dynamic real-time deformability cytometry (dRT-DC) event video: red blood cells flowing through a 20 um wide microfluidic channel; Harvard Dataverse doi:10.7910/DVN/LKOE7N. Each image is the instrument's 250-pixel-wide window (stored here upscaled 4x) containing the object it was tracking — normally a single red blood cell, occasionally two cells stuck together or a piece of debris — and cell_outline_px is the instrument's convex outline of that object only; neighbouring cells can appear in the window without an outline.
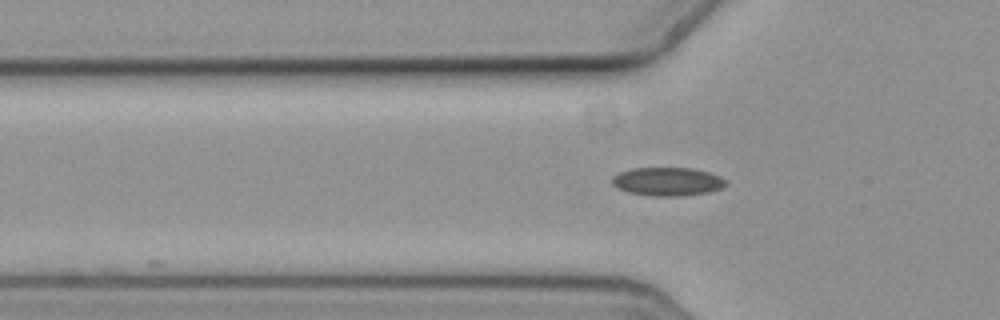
{"species": "common noctule bat (a hibernating species)", "species_latin": "Nyctalus noctula", "temperature_condition": "cold", "stored_images_in_passage": 10, "camera_frame_rate_fps": 3000, "um_per_image_px": 0.085, "animal": {"sex": "female", "body_mass_g": 19.3, "forearm_length_mm": 54.1}, "frame": {"image": 1, "passage_image": 3, "time_ms": 0.667, "image_size_px": [1000, 320], "cell_outline_px": [[728, 184], [720, 188], [708, 192], [684, 196], [652, 196], [628, 192], [616, 188], [612, 184], [612, 176], [620, 172], [632, 168], [692, 168], [708, 172], [720, 176]], "centroid_in_image_um": [56.71, 15.43], "position_along_channel_um": 69.1, "area_um2": 18.9}}
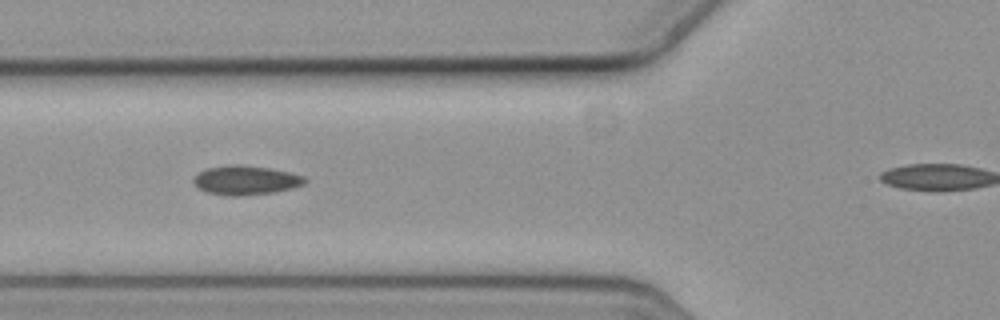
{"frame": {"image": 2, "passage_image": 6, "time_ms": 1.667, "image_size_px": [1000, 320], "cell_outline_px": [[308, 180], [304, 184], [292, 188], [276, 192], [244, 196], [228, 196], [204, 192], [192, 180], [200, 172], [208, 168], [232, 164], [240, 164], [268, 168], [288, 172], [304, 176]], "centroid_in_image_um": [20.91, 15.33], "position_along_channel_um": 104.9, "area_um2": 18.96}}
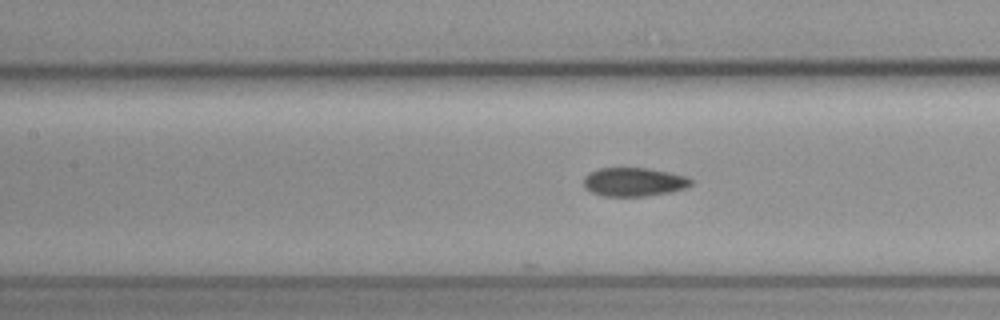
{"frame": {"image": 3, "passage_image": 10, "time_ms": 3.0, "image_size_px": [1000, 320], "cell_outline_px": [[692, 184], [684, 188], [672, 192], [644, 196], [604, 196], [592, 192], [584, 188], [584, 176], [600, 168], [648, 168], [688, 176], [692, 180]], "centroid_in_image_um": [53.9, 15.47], "position_along_channel_um": 153.5, "area_um2": 17.92}}